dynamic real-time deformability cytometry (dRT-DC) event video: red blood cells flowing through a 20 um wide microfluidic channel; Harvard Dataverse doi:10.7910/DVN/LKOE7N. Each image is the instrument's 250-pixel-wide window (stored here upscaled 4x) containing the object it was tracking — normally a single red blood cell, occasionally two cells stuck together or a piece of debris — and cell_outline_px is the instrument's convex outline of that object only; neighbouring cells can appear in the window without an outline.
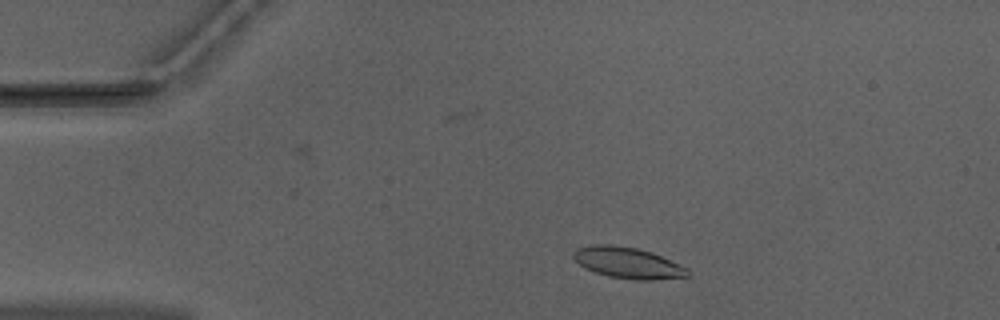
{"species": "Egyptian fruit bat (a non-hibernating species)", "species_latin": "Rousettus aegyptiacus", "temperature_condition": "warm", "stored_images_in_passage": 48, "camera_frame_rate_fps": 3000, "um_per_image_px": 0.085, "animal": {"sex": "male"}, "frame": {"image": 1, "passage_image": 6, "time_ms": 1.667, "image_size_px": [1000, 320], "cell_outline_px": [[692, 276], [652, 280], [636, 280], [608, 276], [584, 268], [572, 256], [572, 252], [576, 248], [592, 244], [612, 244], [636, 248], [652, 252], [688, 268], [692, 272]], "centroid_in_image_um": [53.38, 22.34], "position_along_channel_um": 31.6, "area_um2": 20.92}}
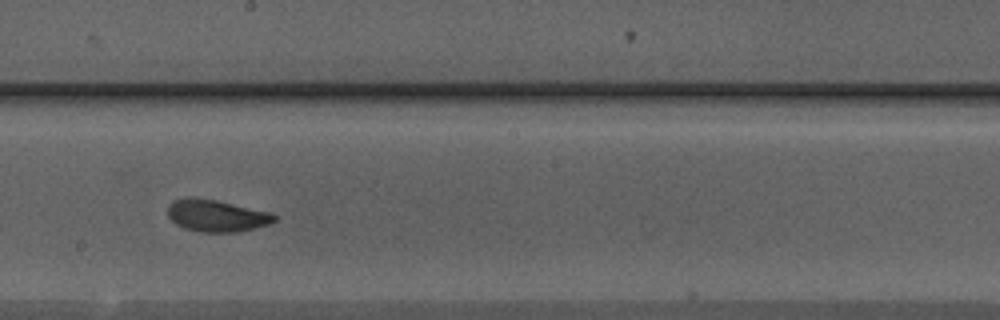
{"frame": {"image": 2, "passage_image": 25, "time_ms": 8.0, "image_size_px": [1000, 320], "cell_outline_px": [[276, 220], [272, 224], [236, 232], [200, 232], [184, 228], [176, 224], [168, 216], [168, 208], [176, 200], [216, 200], [272, 212], [276, 216]], "centroid_in_image_um": [18.51, 18.38], "position_along_channel_um": 229.7, "area_um2": 19.31}}
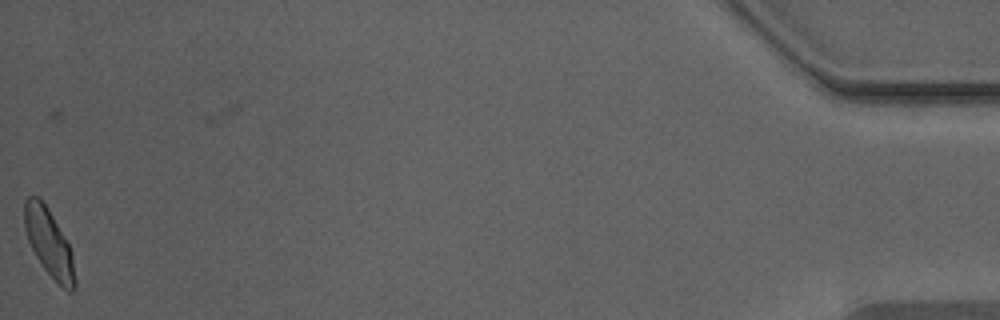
{"frame": {"image": 3, "passage_image": 48, "time_ms": 15.667, "image_size_px": [1000, 320], "cell_outline_px": [[76, 288], [72, 292], [68, 292], [44, 268], [36, 256], [28, 240], [24, 228], [24, 200], [28, 196], [40, 196], [48, 208], [64, 236], [72, 252], [76, 280]], "centroid_in_image_um": [4.17, 20.61], "position_along_channel_um": 431.0, "area_um2": 19.77}, "authors_computed_cell_mechanics": {"area_um2": 19.9699, "velocity_mm_per_s": 3.9557, "shape_relaxation_time_tau1_ms": 2.5973, "shape_relaxation_time_tau2_ms": 0.943, "deformation_change_tau1": 0.1477, "deformation_change_tau2": 0.0684}}